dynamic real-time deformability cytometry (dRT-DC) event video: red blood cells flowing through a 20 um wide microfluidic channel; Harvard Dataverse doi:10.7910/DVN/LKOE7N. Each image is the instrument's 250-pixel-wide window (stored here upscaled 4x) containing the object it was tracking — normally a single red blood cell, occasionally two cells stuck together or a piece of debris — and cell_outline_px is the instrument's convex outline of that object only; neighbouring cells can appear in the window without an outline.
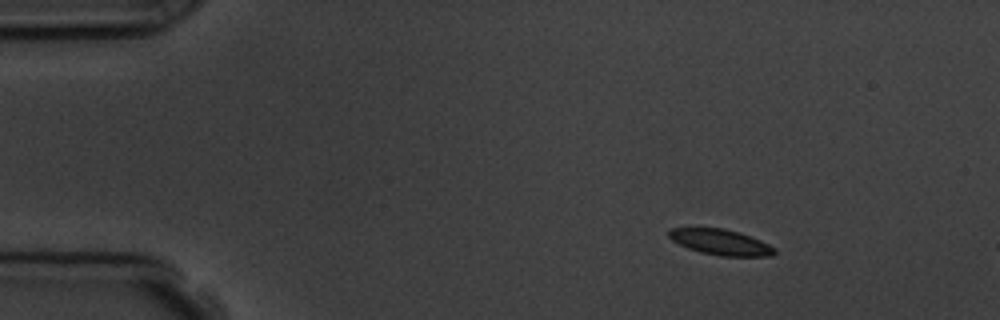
{"species": "common noctule bat (a hibernating species)", "species_latin": "Nyctalus noctula", "temperature_condition": "room temperature", "stored_images_in_passage": 5, "camera_frame_rate_fps": 3000, "um_per_image_px": 0.085, "animal": {"sex": "male", "body_mass_g": 19.5, "forearm_length_mm": 54.6}, "frame": {"image": 1, "passage_image": 2, "time_ms": 1.0, "image_size_px": [1000, 320], "cell_outline_px": [[776, 252], [772, 256], [720, 256], [700, 252], [688, 248], [672, 240], [668, 236], [668, 228], [688, 224], [724, 228], [740, 232], [760, 240], [776, 248]], "centroid_in_image_um": [61.15, 20.51], "position_along_channel_um": 23.9, "area_um2": 16.65}}